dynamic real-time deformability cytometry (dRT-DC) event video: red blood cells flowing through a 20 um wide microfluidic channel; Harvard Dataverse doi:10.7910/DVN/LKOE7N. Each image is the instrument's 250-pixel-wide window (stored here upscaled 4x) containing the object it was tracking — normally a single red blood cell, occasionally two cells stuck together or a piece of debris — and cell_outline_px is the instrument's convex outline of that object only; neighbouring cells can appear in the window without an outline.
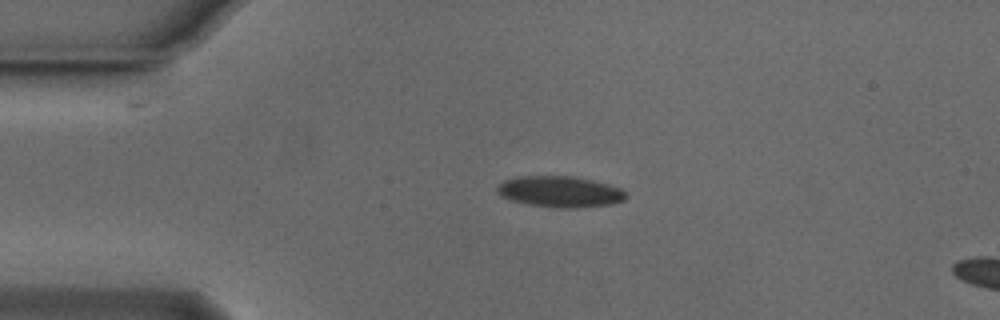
{"species": "Egyptian fruit bat (a non-hibernating species)", "species_latin": "Rousettus aegyptiacus", "temperature_condition": "cold", "stored_images_in_passage": 6, "camera_frame_rate_fps": 3000, "um_per_image_px": 0.085, "animal": {"sex": "male"}, "frame": {"image": 1, "passage_image": 1, "time_ms": 0.0, "image_size_px": [1000, 320], "cell_outline_px": [[628, 196], [624, 200], [612, 204], [576, 208], [556, 208], [528, 204], [512, 200], [500, 196], [496, 192], [496, 188], [504, 180], [516, 176], [572, 176], [592, 180], [608, 184], [620, 188]], "centroid_in_image_um": [47.58, 16.29], "position_along_channel_um": 37.4, "area_um2": 23.41}}